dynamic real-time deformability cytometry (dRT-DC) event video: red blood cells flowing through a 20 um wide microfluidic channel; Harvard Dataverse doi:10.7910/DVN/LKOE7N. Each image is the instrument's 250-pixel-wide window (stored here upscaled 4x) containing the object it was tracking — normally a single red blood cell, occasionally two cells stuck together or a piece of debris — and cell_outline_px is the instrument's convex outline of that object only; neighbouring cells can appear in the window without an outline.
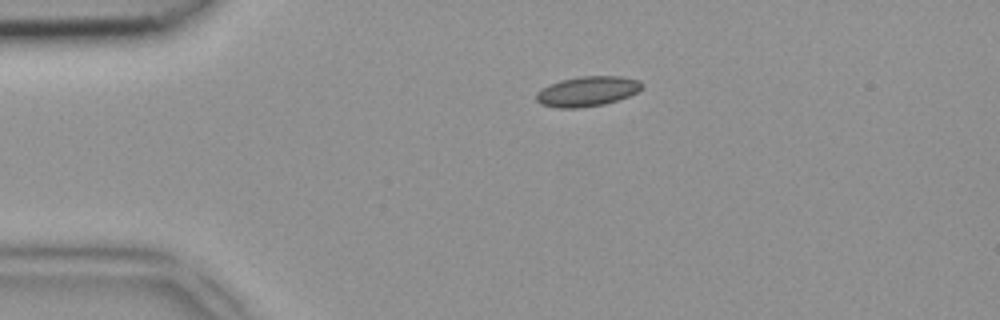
{"species": "common noctule bat (a hibernating species)", "species_latin": "Nyctalus noctula", "temperature_condition": "room temperature", "stored_images_in_passage": 38, "camera_frame_rate_fps": 3000, "um_per_image_px": 0.085, "animal": {"sex": "female", "body_mass_g": 18.4}, "frame": {"image": 1, "passage_image": 1, "time_ms": 0.0, "image_size_px": [1000, 320], "cell_outline_px": [[644, 84], [636, 92], [628, 96], [604, 104], [580, 108], [556, 108], [540, 104], [536, 100], [536, 92], [540, 88], [548, 84], [560, 80], [580, 76], [620, 76], [640, 80]], "centroid_in_image_um": [49.87, 7.76], "position_along_channel_um": 35.1, "area_um2": 18.61}}
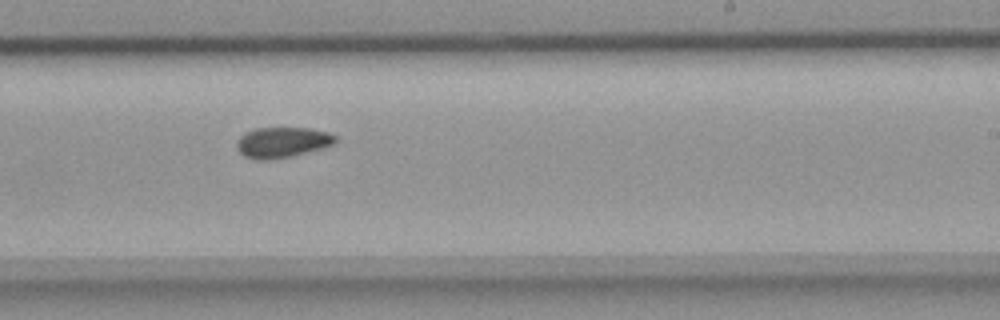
{"frame": {"image": 2, "passage_image": 20, "time_ms": 6.333, "image_size_px": [1000, 320], "cell_outline_px": [[336, 144], [324, 148], [292, 156], [268, 160], [260, 160], [244, 156], [236, 148], [236, 144], [240, 136], [256, 128], [308, 128], [328, 132], [336, 136]], "centroid_in_image_um": [24.02, 12.1], "position_along_channel_um": 265.0, "area_um2": 17.57}}
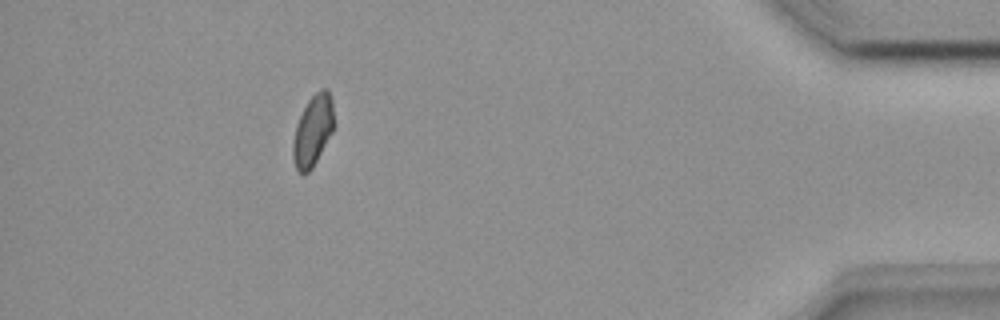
{"frame": {"image": 3, "passage_image": 34, "time_ms": 11.0, "image_size_px": [1000, 320], "cell_outline_px": [[332, 132], [312, 168], [308, 172], [300, 172], [296, 168], [292, 156], [292, 144], [296, 124], [308, 100], [320, 88], [328, 88], [332, 100]], "centroid_in_image_um": [26.57, 11.08], "position_along_channel_um": 408.6, "area_um2": 16.59}}